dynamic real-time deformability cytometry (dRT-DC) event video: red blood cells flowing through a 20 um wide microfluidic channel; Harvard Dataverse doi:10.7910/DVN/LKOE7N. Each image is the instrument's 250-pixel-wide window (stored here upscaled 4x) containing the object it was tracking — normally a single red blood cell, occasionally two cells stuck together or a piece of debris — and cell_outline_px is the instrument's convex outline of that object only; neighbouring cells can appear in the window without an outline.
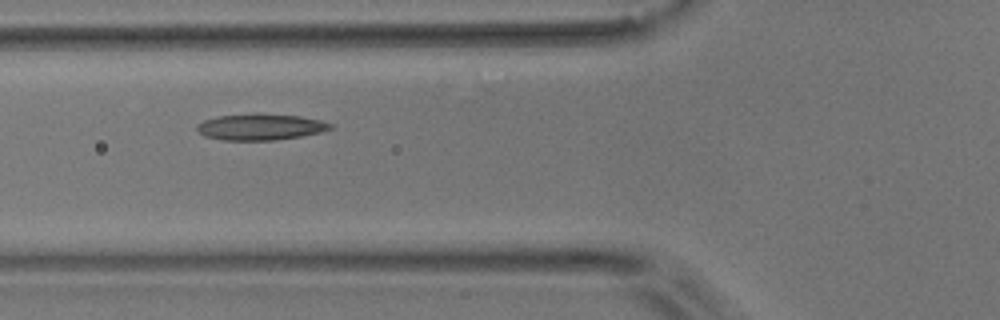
{"species": "common noctule bat (a hibernating species)", "species_latin": "Nyctalus noctula", "temperature_condition": "room temperature", "stored_images_in_passage": 6, "camera_frame_rate_fps": 3000, "um_per_image_px": 0.085, "animal": {"sex": "male", "body_mass_g": 17.9}, "frame": {"image": 1, "passage_image": 5, "time_ms": 4.667, "image_size_px": [1000, 320], "cell_outline_px": [[336, 124], [332, 128], [320, 132], [300, 136], [272, 140], [224, 140], [204, 136], [196, 128], [196, 124], [204, 120], [220, 116], [300, 116], [320, 120]], "centroid_in_image_um": [22.16, 10.83], "position_along_channel_um": 103.6, "area_um2": 19.42}}
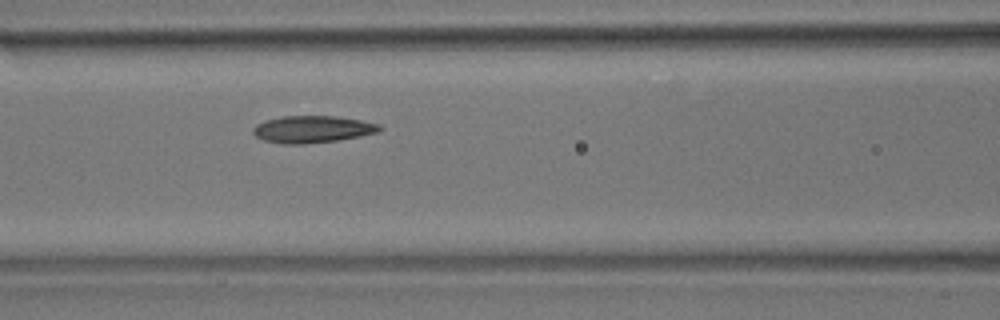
{"frame": {"image": 2, "passage_image": 6, "time_ms": 5.667, "image_size_px": [1000, 320], "cell_outline_px": [[384, 128], [380, 132], [340, 140], [304, 144], [280, 144], [264, 140], [256, 136], [252, 132], [252, 128], [256, 124], [264, 120], [284, 116], [336, 116], [360, 120], [380, 124]], "centroid_in_image_um": [26.57, 10.99], "position_along_channel_um": 140.0, "area_um2": 20.17}}